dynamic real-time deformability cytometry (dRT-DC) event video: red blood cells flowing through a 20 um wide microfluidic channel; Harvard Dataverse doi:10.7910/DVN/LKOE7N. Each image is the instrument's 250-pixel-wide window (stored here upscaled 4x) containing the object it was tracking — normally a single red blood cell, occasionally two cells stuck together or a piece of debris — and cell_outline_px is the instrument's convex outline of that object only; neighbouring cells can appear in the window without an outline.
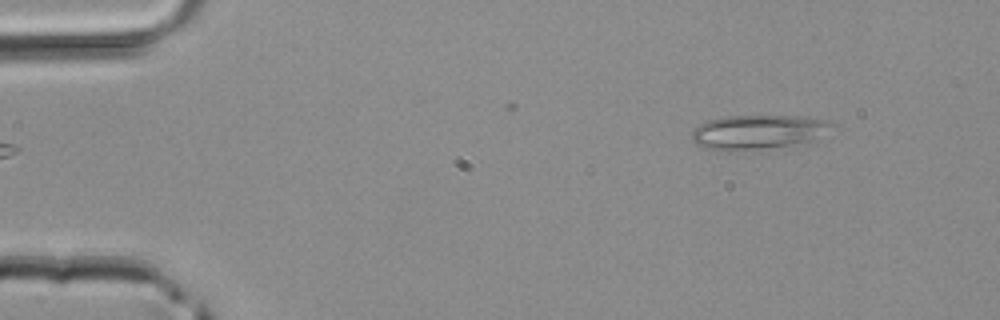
{"species": "common noctule bat (a hibernating species)", "species_latin": "Nyctalus noctula", "temperature_condition": "room temperature", "stored_images_in_passage": 4, "camera_frame_rate_fps": 3000, "um_per_image_px": 0.085, "animal": {"sex": "male", "body_mass_g": 20.4}, "frame": {"image": 1, "passage_image": 4, "time_ms": 1.0, "image_size_px": [1000, 320], "cell_outline_px": [[836, 124], [808, 140], [788, 144], [760, 148], [728, 152], [708, 148], [696, 144], [692, 140], [692, 128], [708, 120], [724, 116], [800, 116], [828, 120]], "centroid_in_image_um": [64.3, 11.2], "position_along_channel_um": 20.7, "area_um2": 27.28}}